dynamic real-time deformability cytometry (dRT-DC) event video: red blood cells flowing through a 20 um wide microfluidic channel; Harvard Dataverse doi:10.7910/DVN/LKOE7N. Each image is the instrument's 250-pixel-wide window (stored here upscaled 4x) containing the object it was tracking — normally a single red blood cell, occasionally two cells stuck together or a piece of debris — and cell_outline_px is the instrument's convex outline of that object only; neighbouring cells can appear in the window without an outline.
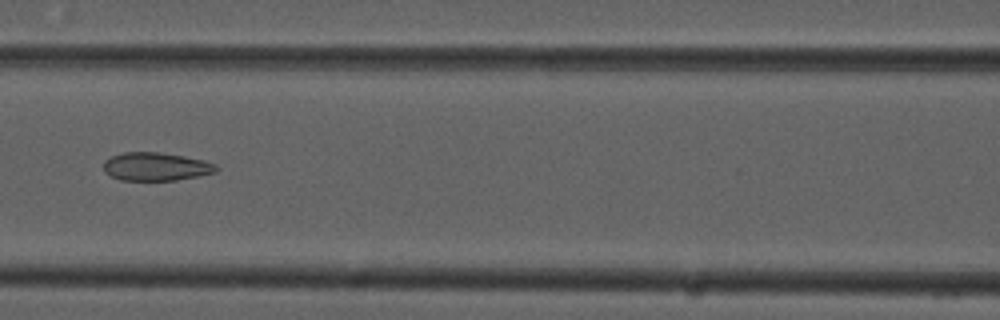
{"species": "common noctule bat (a hibernating species)", "species_latin": "Nyctalus noctula", "temperature_condition": "cold", "stored_images_in_passage": 9, "camera_frame_rate_fps": 3000, "um_per_image_px": 0.085, "animal": {"sex": "male", "forearm_length_mm": 52.5}, "frame": {"image": 1, "passage_image": 7, "time_ms": 2.0, "image_size_px": [1000, 320], "cell_outline_px": [[220, 168], [216, 172], [200, 176], [176, 180], [120, 180], [104, 172], [104, 160], [112, 156], [124, 152], [160, 152], [184, 156], [204, 160], [216, 164]], "centroid_in_image_um": [13.29, 14.16], "position_along_channel_um": 153.3, "area_um2": 18.67}}
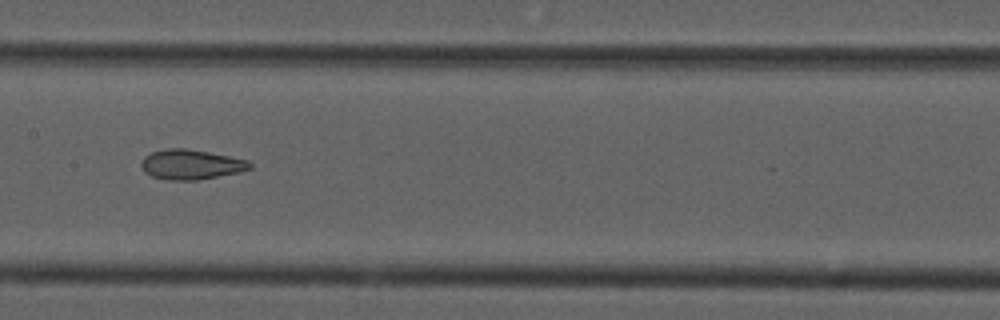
{"frame": {"image": 2, "passage_image": 8, "time_ms": 2.333, "image_size_px": [1000, 320], "cell_outline_px": [[252, 168], [240, 172], [196, 180], [168, 180], [152, 176], [144, 172], [140, 164], [144, 156], [152, 152], [164, 148], [188, 148], [248, 160], [252, 164]], "centroid_in_image_um": [16.22, 13.97], "position_along_channel_um": 191.2, "area_um2": 18.96}}
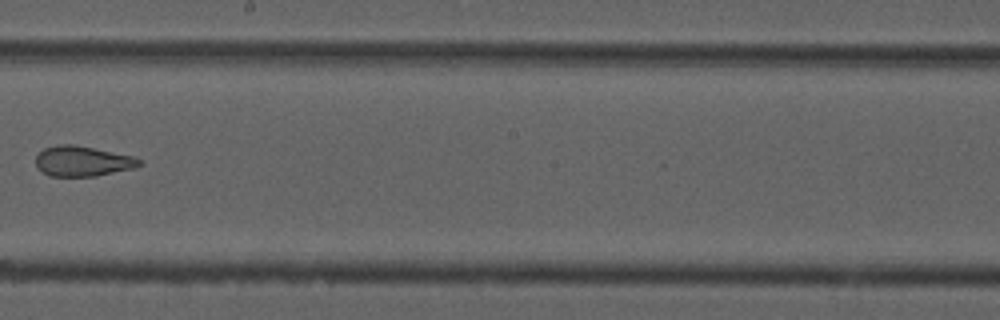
{"frame": {"image": 3, "passage_image": 9, "time_ms": 2.667, "image_size_px": [1000, 320], "cell_outline_px": [[144, 164], [132, 168], [96, 176], [48, 176], [36, 168], [36, 156], [44, 148], [56, 144], [72, 144], [132, 156], [140, 160]], "centroid_in_image_um": [6.96, 13.7], "position_along_channel_um": 241.2, "area_um2": 18.15}}